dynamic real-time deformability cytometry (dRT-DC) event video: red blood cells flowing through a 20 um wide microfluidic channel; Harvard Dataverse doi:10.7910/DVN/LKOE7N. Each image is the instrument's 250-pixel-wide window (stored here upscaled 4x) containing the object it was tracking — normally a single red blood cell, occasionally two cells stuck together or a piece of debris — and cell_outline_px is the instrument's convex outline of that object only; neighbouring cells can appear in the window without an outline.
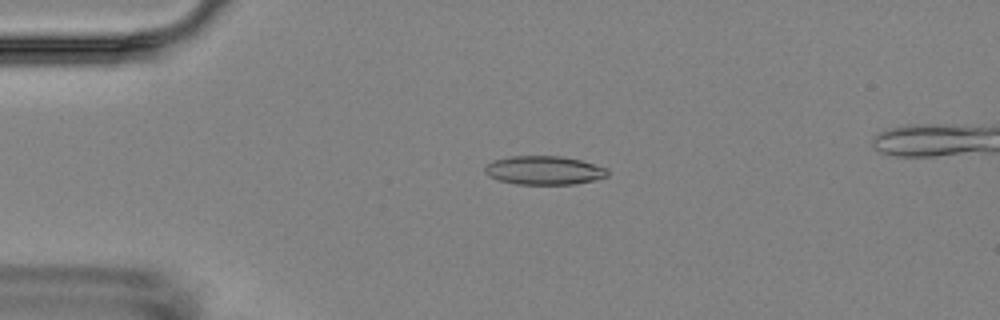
{"species": "Egyptian fruit bat (a non-hibernating species)", "species_latin": "Rousettus aegyptiacus", "temperature_condition": "room temperature", "stored_images_in_passage": 2, "camera_frame_rate_fps": 3000, "um_per_image_px": 0.085, "animal": {"sex": "female"}, "frame": {"image": 1, "passage_image": 1, "time_ms": 0.0, "image_size_px": [1000, 320], "cell_outline_px": [[608, 176], [592, 180], [572, 184], [516, 184], [500, 180], [488, 176], [484, 172], [484, 168], [492, 160], [508, 156], [560, 156], [580, 160], [608, 168]], "centroid_in_image_um": [46.22, 14.47], "position_along_channel_um": 38.8, "area_um2": 20.46}}